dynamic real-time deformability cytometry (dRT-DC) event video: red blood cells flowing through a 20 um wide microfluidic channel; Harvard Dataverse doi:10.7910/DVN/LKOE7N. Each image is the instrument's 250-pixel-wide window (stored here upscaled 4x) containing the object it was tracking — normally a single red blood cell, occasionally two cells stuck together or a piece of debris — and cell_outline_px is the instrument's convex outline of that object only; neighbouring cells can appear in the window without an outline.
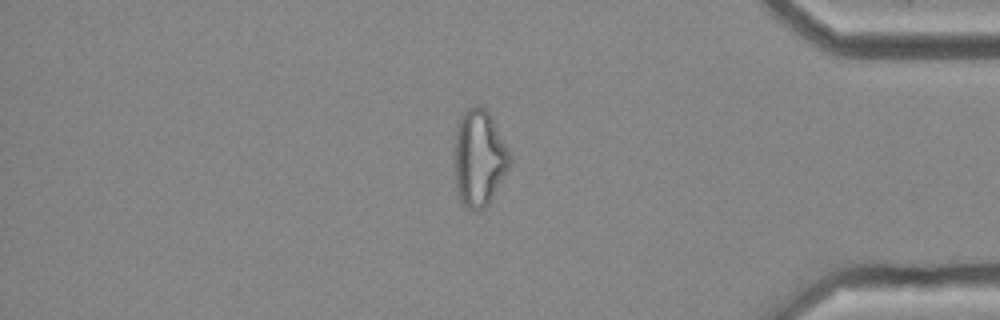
{"species": "common noctule bat (a hibernating species)", "species_latin": "Nyctalus noctula", "temperature_condition": "cold", "stored_images_in_passage": 55, "camera_frame_rate_fps": 3000, "um_per_image_px": 0.085, "animal": {"sex": "female", "body_mass_g": 25.1}, "frame": {"image": 1, "passage_image": 47, "time_ms": 15.333, "image_size_px": [1000, 320], "cell_outline_px": [[512, 164], [488, 204], [480, 212], [472, 212], [464, 208], [456, 192], [452, 152], [456, 128], [464, 112], [468, 108], [476, 104], [480, 104], [488, 112], [512, 156]], "centroid_in_image_um": [40.69, 13.49], "position_along_channel_um": 394.5, "area_um2": 32.08}}